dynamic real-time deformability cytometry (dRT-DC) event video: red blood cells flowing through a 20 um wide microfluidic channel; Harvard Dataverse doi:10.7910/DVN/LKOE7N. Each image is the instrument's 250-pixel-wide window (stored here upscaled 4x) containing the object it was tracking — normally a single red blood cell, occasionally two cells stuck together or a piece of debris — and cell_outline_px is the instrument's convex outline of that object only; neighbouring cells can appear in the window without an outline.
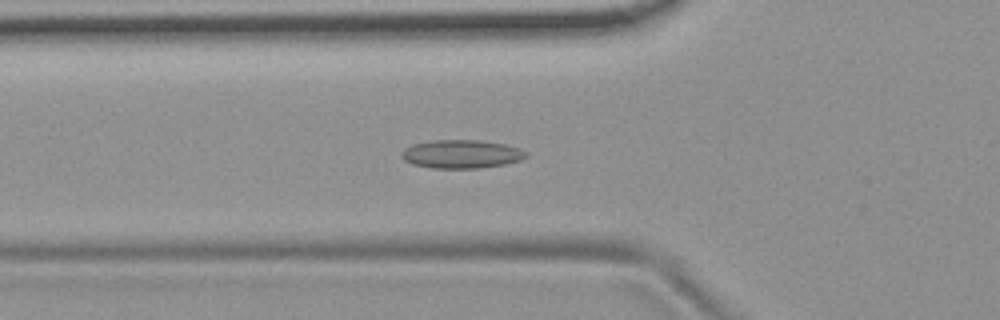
{"species": "common noctule bat (a hibernating species)", "species_latin": "Nyctalus noctula", "temperature_condition": "room temperature", "stored_images_in_passage": 54, "camera_frame_rate_fps": 3000, "um_per_image_px": 0.085, "animal": {"sex": "female", "body_mass_g": 19.9}, "frame": {"image": 1, "passage_image": 19, "time_ms": 6.0, "image_size_px": [1000, 320], "cell_outline_px": [[528, 156], [520, 160], [504, 164], [480, 168], [432, 168], [412, 164], [404, 160], [400, 156], [400, 152], [404, 148], [412, 144], [432, 140], [480, 140], [504, 144], [520, 148], [528, 152]], "centroid_in_image_um": [39.2, 13.09], "position_along_channel_um": 86.6, "area_um2": 20.81}}
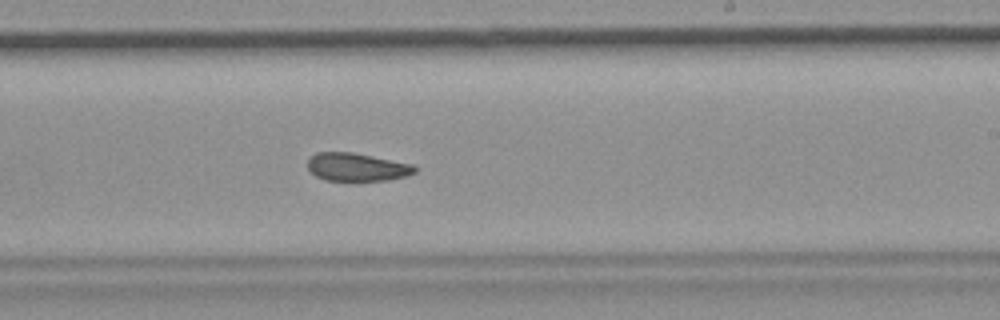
{"frame": {"image": 2, "passage_image": 33, "time_ms": 10.667, "image_size_px": [1000, 320], "cell_outline_px": [[416, 172], [408, 176], [388, 180], [324, 180], [316, 176], [308, 168], [308, 156], [316, 152], [352, 152], [412, 164], [416, 168]], "centroid_in_image_um": [30.32, 14.19], "position_along_channel_um": 258.7, "area_um2": 17.51}}
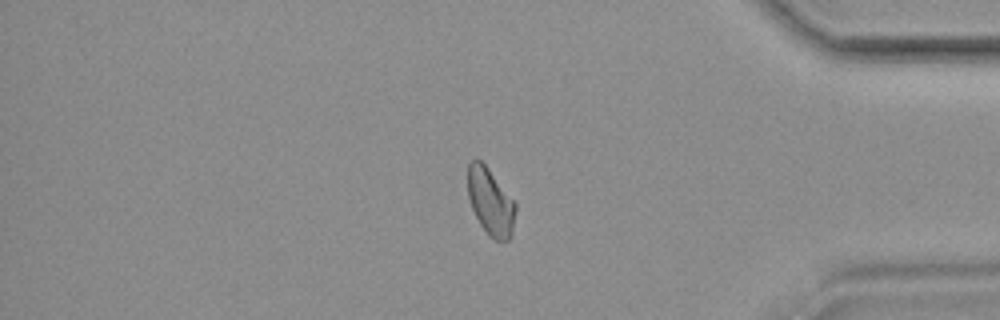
{"frame": {"image": 3, "passage_image": 46, "time_ms": 15.0, "image_size_px": [1000, 320], "cell_outline_px": [[516, 208], [512, 236], [508, 240], [492, 240], [488, 236], [480, 224], [472, 208], [468, 196], [468, 164], [472, 160], [480, 160], [488, 168], [516, 204]], "centroid_in_image_um": [41.69, 17.19], "position_along_channel_um": 393.5, "area_um2": 18.5}, "authors_computed_cell_mechanics": {"area_um2": 19.2185, "velocity_mm_per_s": 3.6933, "shape_relaxation_time_tau1_ms": null, "shape_relaxation_time_tau2_ms": 4.05, "deformation_change_tau1": null, "deformation_change_tau2": 0.1038}}